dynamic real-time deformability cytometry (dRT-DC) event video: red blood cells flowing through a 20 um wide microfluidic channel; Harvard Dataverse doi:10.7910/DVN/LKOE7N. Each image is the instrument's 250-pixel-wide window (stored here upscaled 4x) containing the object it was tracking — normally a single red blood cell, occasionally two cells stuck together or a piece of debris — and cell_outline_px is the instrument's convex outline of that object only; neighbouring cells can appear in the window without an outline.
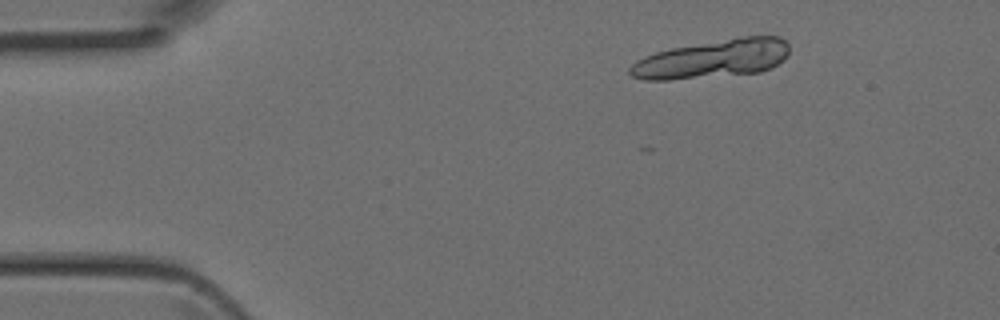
{"species": "Egyptian fruit bat (a non-hibernating species)", "species_latin": "Rousettus aegyptiacus", "temperature_condition": "room temperature", "stored_images_in_passage": 4, "camera_frame_rate_fps": 3000, "um_per_image_px": 0.085, "animal": {"sex": "female"}, "frame": {"image": 1, "passage_image": 1, "time_ms": 0.0, "image_size_px": [1000, 320], "cell_outline_px": [[788, 52], [784, 60], [772, 68], [760, 72], [668, 80], [644, 80], [632, 76], [628, 72], [628, 68], [636, 60], [644, 56], [656, 52], [672, 48], [736, 36], [780, 36], [788, 44]], "centroid_in_image_um": [60.56, 4.99], "position_along_channel_um": 24.4, "area_um2": 35.84}}